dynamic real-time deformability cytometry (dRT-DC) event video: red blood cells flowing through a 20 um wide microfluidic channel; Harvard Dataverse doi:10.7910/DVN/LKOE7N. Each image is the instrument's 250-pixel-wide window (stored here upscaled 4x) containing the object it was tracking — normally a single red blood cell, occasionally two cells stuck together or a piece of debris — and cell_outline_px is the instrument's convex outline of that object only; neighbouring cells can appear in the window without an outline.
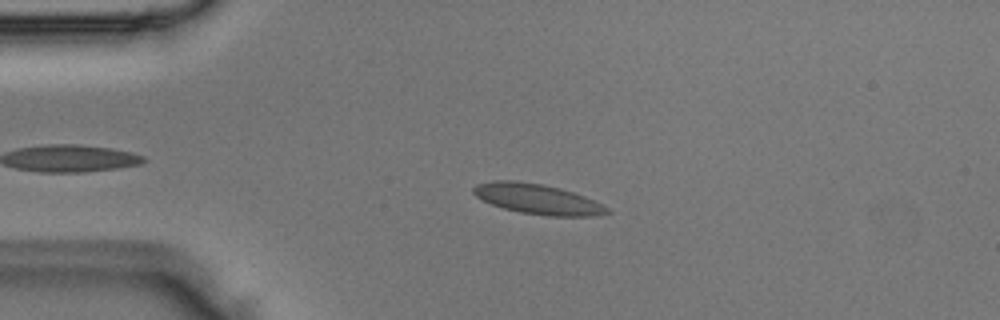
{"species": "Egyptian fruit bat (a non-hibernating species)", "species_latin": "Rousettus aegyptiacus", "temperature_condition": "room temperature", "stored_images_in_passage": 5, "camera_frame_rate_fps": 3000, "um_per_image_px": 0.085, "animal": {"sex": "male"}, "frame": {"image": 1, "passage_image": 3, "time_ms": 0.667, "image_size_px": [1000, 320], "cell_outline_px": [[612, 212], [596, 216], [548, 216], [520, 212], [504, 208], [492, 204], [476, 196], [472, 192], [472, 188], [476, 184], [492, 180], [512, 180], [540, 184], [560, 188], [584, 196], [608, 208]], "centroid_in_image_um": [45.67, 16.92], "position_along_channel_um": 39.3, "area_um2": 23.29}}
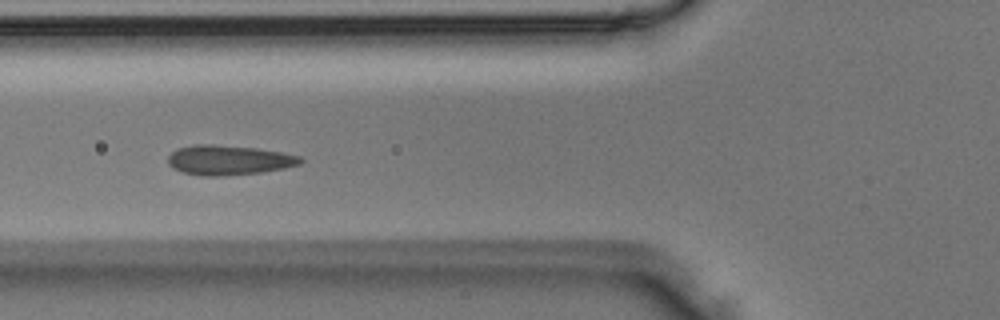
{"frame": {"image": 2, "passage_image": 5, "time_ms": 1.333, "image_size_px": [1000, 320], "cell_outline_px": [[304, 160], [300, 164], [284, 168], [260, 172], [220, 176], [200, 176], [184, 172], [172, 168], [168, 164], [168, 156], [176, 148], [192, 144], [212, 144], [256, 148], [280, 152], [300, 156]], "centroid_in_image_um": [19.4, 13.6], "position_along_channel_um": 106.4, "area_um2": 23.0}}